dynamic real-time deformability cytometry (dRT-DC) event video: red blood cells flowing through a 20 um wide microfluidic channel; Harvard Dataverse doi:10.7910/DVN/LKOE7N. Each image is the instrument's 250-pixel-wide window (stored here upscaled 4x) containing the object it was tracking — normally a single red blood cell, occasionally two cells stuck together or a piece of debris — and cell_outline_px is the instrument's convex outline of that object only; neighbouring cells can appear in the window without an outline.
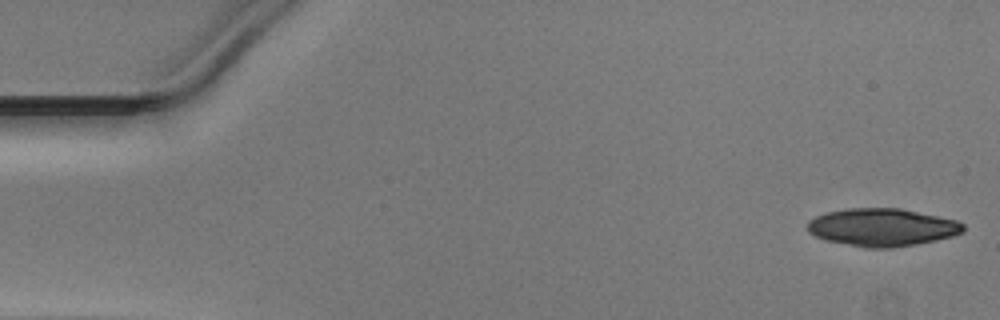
{"species": "Egyptian fruit bat (a non-hibernating species)", "species_latin": "Rousettus aegyptiacus", "temperature_condition": "warm", "stored_images_in_passage": 44, "camera_frame_rate_fps": 3000, "um_per_image_px": 0.085, "animal": {"sex": "male"}, "frame": {"image": 1, "passage_image": 1, "time_ms": 0.0, "image_size_px": [1000, 320], "cell_outline_px": [[964, 232], [952, 236], [936, 240], [916, 244], [892, 248], [864, 248], [828, 240], [816, 236], [808, 232], [808, 220], [824, 212], [844, 208], [900, 208], [956, 220], [964, 224]], "centroid_in_image_um": [74.97, 19.31], "position_along_channel_um": 10.0, "area_um2": 34.33}}